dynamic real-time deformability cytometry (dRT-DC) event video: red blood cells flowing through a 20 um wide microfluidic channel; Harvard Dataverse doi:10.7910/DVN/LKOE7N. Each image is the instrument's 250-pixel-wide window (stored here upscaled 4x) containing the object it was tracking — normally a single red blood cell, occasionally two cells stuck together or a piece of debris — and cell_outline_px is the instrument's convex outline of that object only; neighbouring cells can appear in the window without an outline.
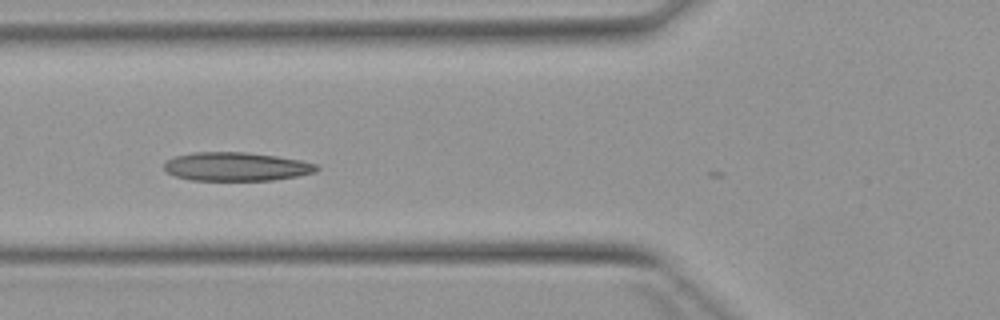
{"species": "Egyptian fruit bat (a non-hibernating species)", "species_latin": "Rousettus aegyptiacus", "temperature_condition": "warm", "stored_images_in_passage": 5, "camera_frame_rate_fps": 3000, "um_per_image_px": 0.085, "animal": {"sex": "female"}, "frame": {"image": 1, "passage_image": 4, "time_ms": 5.0, "image_size_px": [1000, 320], "cell_outline_px": [[320, 168], [316, 172], [296, 176], [272, 180], [192, 180], [176, 176], [168, 172], [164, 168], [164, 164], [168, 160], [176, 156], [192, 152], [244, 152], [276, 156], [300, 160], [316, 164]], "centroid_in_image_um": [20.09, 14.16], "position_along_channel_um": 105.7, "area_um2": 25.26}}